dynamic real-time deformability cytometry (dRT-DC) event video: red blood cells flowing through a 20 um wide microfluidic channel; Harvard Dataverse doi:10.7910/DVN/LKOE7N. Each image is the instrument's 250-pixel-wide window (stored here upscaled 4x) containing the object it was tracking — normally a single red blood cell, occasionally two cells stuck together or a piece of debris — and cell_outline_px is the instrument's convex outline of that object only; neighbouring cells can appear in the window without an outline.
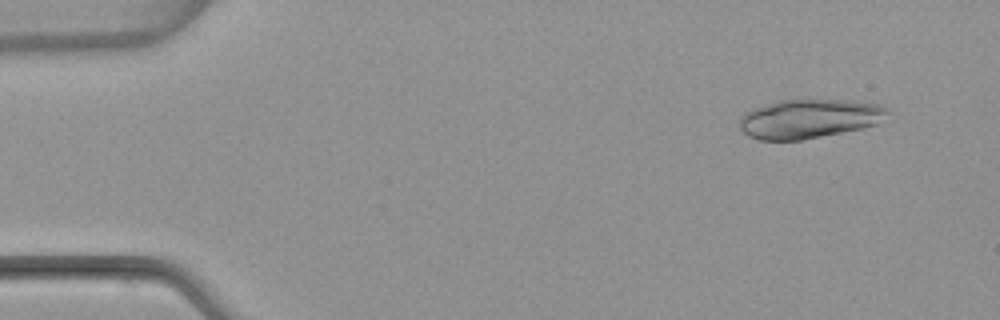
{"species": "common noctule bat (a hibernating species)", "species_latin": "Nyctalus noctula", "temperature_condition": "warm", "stored_images_in_passage": 5, "camera_frame_rate_fps": 3000, "um_per_image_px": 0.085, "animal": {"sex": "female", "body_mass_g": 22.7, "forearm_length_mm": 54.2}, "frame": {"image": 1, "passage_image": 1, "time_ms": 0.0, "image_size_px": [1000, 320], "cell_outline_px": [[888, 112], [876, 124], [864, 128], [804, 140], [760, 140], [748, 136], [740, 128], [740, 120], [744, 112], [780, 100], [852, 100], [880, 104], [888, 108]], "centroid_in_image_um": [68.79, 10.1], "position_along_channel_um": 16.2, "area_um2": 33.64}}